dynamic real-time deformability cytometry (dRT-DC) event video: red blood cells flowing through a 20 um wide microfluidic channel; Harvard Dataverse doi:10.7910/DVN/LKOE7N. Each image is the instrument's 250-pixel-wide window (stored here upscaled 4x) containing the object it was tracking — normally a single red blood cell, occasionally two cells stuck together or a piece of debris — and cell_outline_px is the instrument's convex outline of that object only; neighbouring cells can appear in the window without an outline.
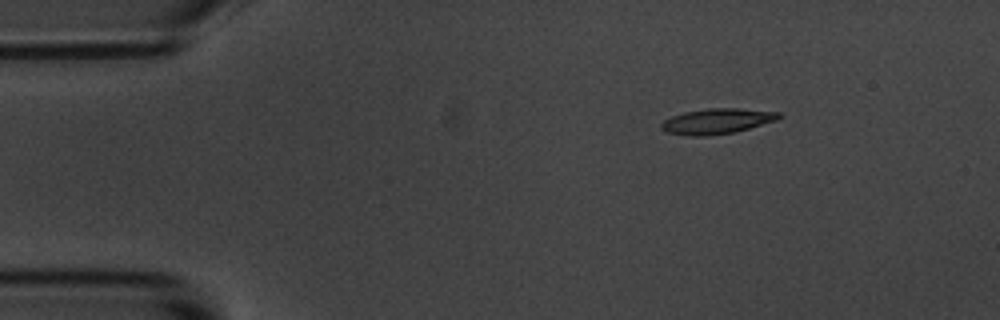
{"species": "common noctule bat (a hibernating species)", "species_latin": "Nyctalus noctula", "temperature_condition": "room temperature", "stored_images_in_passage": 4, "camera_frame_rate_fps": 3000, "um_per_image_px": 0.085, "animal": {"sex": "male", "body_mass_g": 20.1, "forearm_length_mm": 53.5}, "frame": {"image": 1, "passage_image": 1, "time_ms": 0.0, "image_size_px": [1000, 320], "cell_outline_px": [[784, 116], [776, 120], [748, 128], [732, 132], [704, 136], [684, 136], [668, 132], [660, 128], [660, 124], [664, 120], [672, 116], [684, 112], [708, 108], [736, 108], [780, 112]], "centroid_in_image_um": [60.92, 10.29], "position_along_channel_um": 24.1, "area_um2": 17.28}}
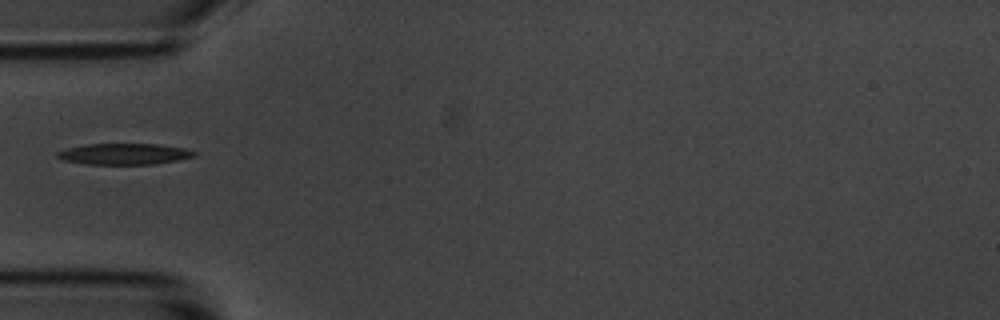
{"frame": {"image": 2, "passage_image": 4, "time_ms": 3.333, "image_size_px": [1000, 320], "cell_outline_px": [[196, 156], [180, 160], [152, 164], [84, 164], [64, 160], [56, 156], [56, 152], [68, 148], [88, 144], [160, 144], [184, 148], [196, 152]], "centroid_in_image_um": [10.58, 13.09], "position_along_channel_um": 74.4, "area_um2": 16.82}}